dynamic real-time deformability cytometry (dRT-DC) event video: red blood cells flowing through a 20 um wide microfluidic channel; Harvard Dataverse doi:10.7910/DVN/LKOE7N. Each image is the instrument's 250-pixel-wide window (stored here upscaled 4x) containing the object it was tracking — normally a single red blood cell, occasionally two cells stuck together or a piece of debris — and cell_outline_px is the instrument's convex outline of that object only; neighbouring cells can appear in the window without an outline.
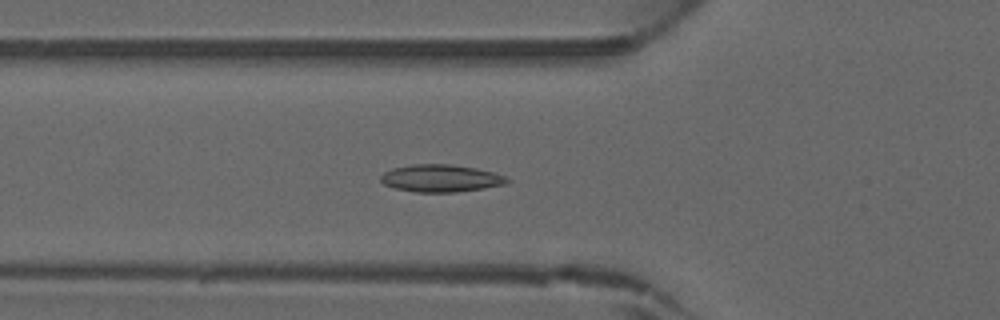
{"species": "common noctule bat (a hibernating species)", "species_latin": "Nyctalus noctula", "temperature_condition": "warm", "stored_images_in_passage": 45, "camera_frame_rate_fps": 3000, "um_per_image_px": 0.085, "animal": {"sex": "male", "forearm_length_mm": 52.5}, "frame": {"image": 1, "passage_image": 16, "time_ms": 5.0, "image_size_px": [1000, 320], "cell_outline_px": [[508, 184], [484, 188], [456, 192], [416, 192], [396, 188], [384, 184], [380, 180], [380, 176], [384, 172], [392, 168], [412, 164], [452, 164], [476, 168], [492, 172], [504, 176], [508, 180]], "centroid_in_image_um": [37.45, 15.15], "position_along_channel_um": 88.3, "area_um2": 20.11}}
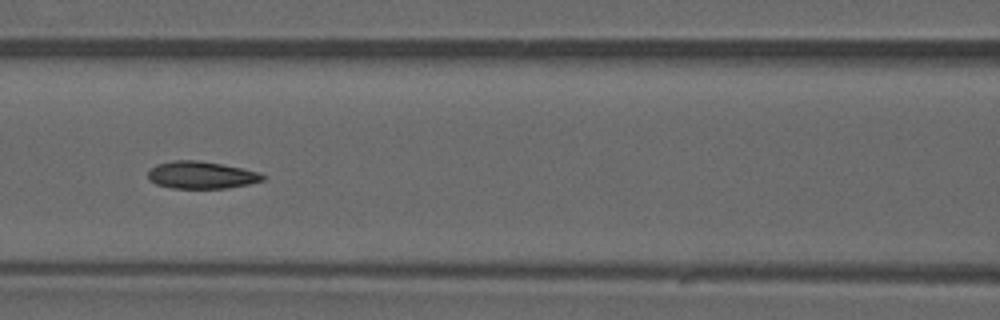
{"frame": {"image": 2, "passage_image": 20, "time_ms": 6.333, "image_size_px": [1000, 320], "cell_outline_px": [[264, 180], [248, 184], [224, 188], [172, 188], [156, 184], [148, 180], [148, 172], [156, 164], [172, 160], [196, 160], [244, 168], [260, 172], [264, 176]], "centroid_in_image_um": [17.09, 14.87], "position_along_channel_um": 149.5, "area_um2": 18.21}}
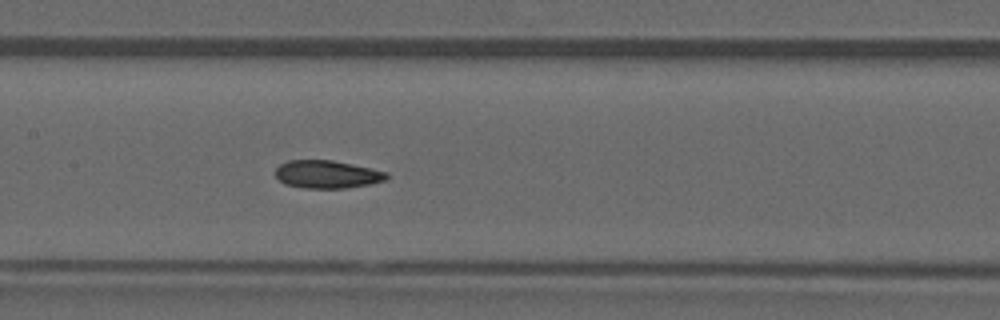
{"frame": {"image": 3, "passage_image": 22, "time_ms": 7.0, "image_size_px": [1000, 320], "cell_outline_px": [[388, 180], [348, 188], [304, 188], [284, 184], [276, 176], [276, 168], [280, 164], [288, 160], [332, 160], [372, 168], [388, 172]], "centroid_in_image_um": [27.82, 14.82], "position_along_channel_um": 179.6, "area_um2": 18.15}}